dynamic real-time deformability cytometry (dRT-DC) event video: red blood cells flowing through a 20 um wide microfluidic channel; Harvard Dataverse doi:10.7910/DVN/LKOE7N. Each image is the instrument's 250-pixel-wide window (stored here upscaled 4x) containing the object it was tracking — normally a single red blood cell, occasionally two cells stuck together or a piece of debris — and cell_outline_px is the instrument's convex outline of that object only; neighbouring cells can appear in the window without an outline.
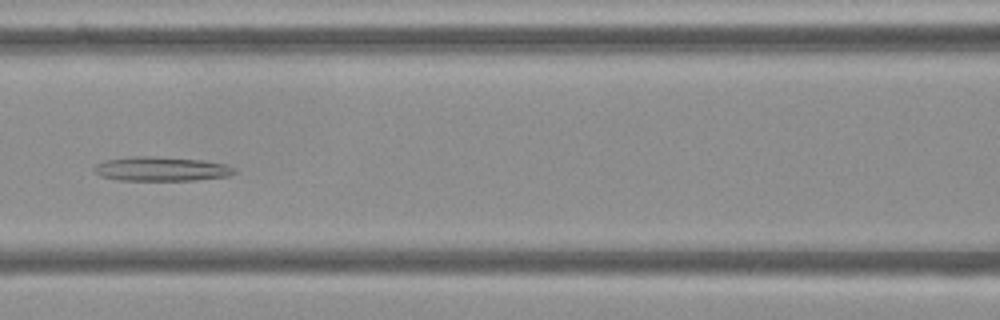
{"species": "Egyptian fruit bat (a non-hibernating species)", "species_latin": "Rousettus aegyptiacus", "temperature_condition": "cold", "stored_images_in_passage": 54, "camera_frame_rate_fps": 3000, "um_per_image_px": 0.085, "frame": {"image": 1, "passage_image": 24, "time_ms": 7.667, "image_size_px": [1000, 320], "cell_outline_px": [[236, 172], [228, 176], [196, 180], [120, 180], [100, 176], [92, 168], [96, 164], [104, 160], [128, 156], [156, 156], [204, 160], [224, 164], [236, 168]], "centroid_in_image_um": [13.69, 14.34], "position_along_channel_um": 152.9, "area_um2": 20.0}}
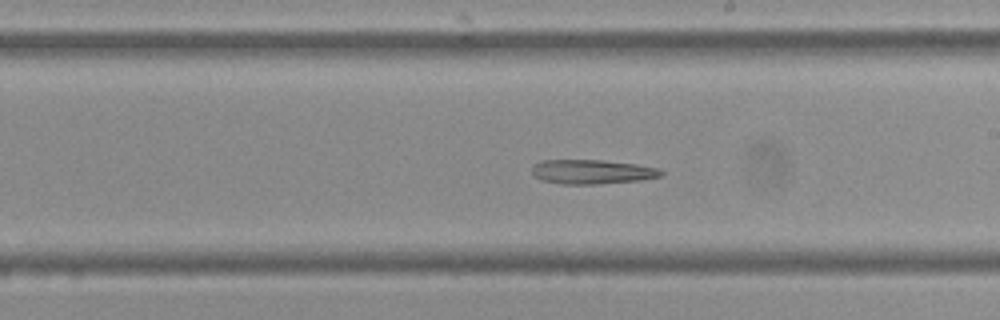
{"frame": {"image": 2, "passage_image": 31, "time_ms": 10.0, "image_size_px": [1000, 320], "cell_outline_px": [[664, 172], [660, 176], [640, 180], [596, 184], [560, 184], [540, 180], [532, 176], [532, 164], [540, 160], [600, 160], [636, 164], [660, 168]], "centroid_in_image_um": [50.26, 14.6], "position_along_channel_um": 238.7, "area_um2": 18.5}}
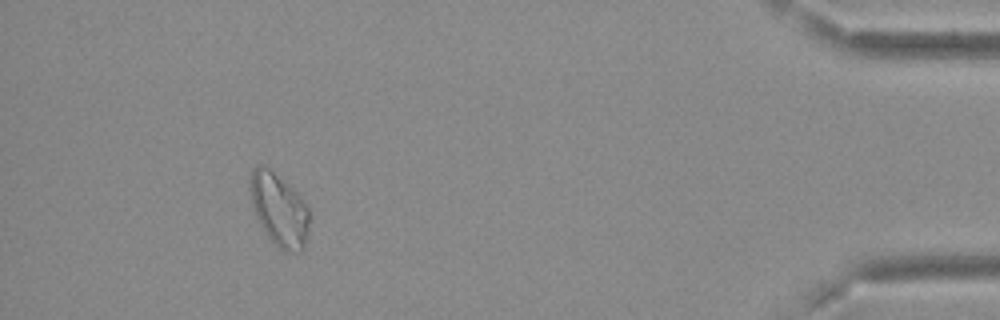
{"frame": {"image": 3, "passage_image": 50, "time_ms": 16.333, "image_size_px": [1000, 320], "cell_outline_px": [[308, 232], [304, 248], [300, 252], [288, 252], [280, 248], [268, 236], [260, 224], [256, 216], [252, 204], [248, 180], [252, 168], [260, 164], [264, 164], [292, 188], [300, 196], [308, 208]], "centroid_in_image_um": [23.7, 17.8], "position_along_channel_um": 411.5, "area_um2": 24.97}}